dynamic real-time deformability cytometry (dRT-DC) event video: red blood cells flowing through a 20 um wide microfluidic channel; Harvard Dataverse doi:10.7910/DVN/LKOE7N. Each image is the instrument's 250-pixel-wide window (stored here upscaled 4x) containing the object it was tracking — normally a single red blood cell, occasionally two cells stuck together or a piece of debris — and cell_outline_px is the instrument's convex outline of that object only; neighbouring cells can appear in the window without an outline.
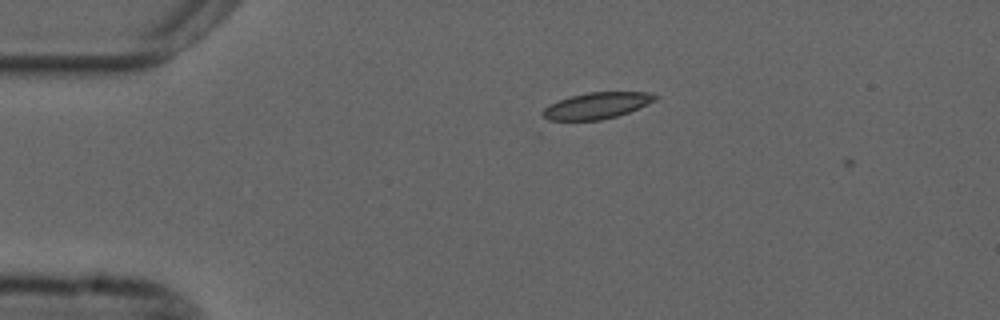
{"species": "common noctule bat (a hibernating species)", "species_latin": "Nyctalus noctula", "temperature_condition": "cold", "stored_images_in_passage": 5, "camera_frame_rate_fps": 3000, "um_per_image_px": 0.085, "animal": {"sex": "male", "forearm_length_mm": 52.5}, "frame": {"image": 1, "passage_image": 3, "time_ms": 0.667, "image_size_px": [1000, 320], "cell_outline_px": [[660, 96], [656, 100], [648, 104], [628, 112], [616, 116], [600, 120], [548, 124], [540, 112], [544, 108], [560, 100], [572, 96], [588, 92], [648, 92]], "centroid_in_image_um": [50.62, 9.04], "position_along_channel_um": 34.4, "area_um2": 17.92}}